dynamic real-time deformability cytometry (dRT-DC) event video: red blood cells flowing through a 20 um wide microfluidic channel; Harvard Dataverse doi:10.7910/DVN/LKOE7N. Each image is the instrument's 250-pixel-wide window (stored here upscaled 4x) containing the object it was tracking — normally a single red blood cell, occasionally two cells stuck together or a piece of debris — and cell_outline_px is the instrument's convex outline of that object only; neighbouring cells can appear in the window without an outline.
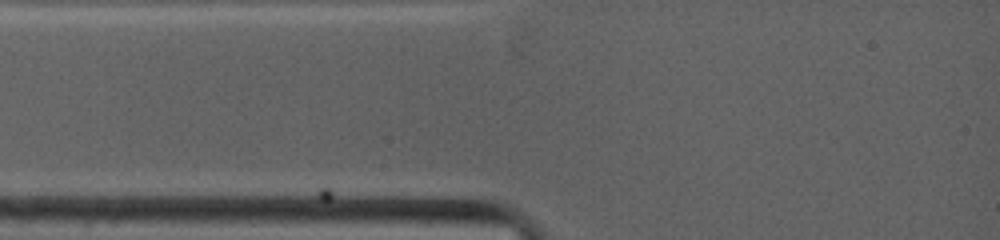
{"species": "common noctule bat (a hibernating species)", "species_latin": "Nyctalus noctula", "temperature_condition": "warm", "stored_images_in_passage": 1, "camera_frame_rate_fps": 4500, "um_per_image_px": 0.085, "animal": {"sex": "female", "body_mass_g": 19.0, "forearm_length_mm": 53.3}, "frame": {"image": 1, "passage_image": 1, "time_ms": 0.0, "image_size_px": [1000, 240], "cell_outline_px": [[904, 136], [888, 160], [860, 168], [852, 168], [852, 128], [880, 124], [884, 124], [900, 132]], "centroid_in_image_um": [74.26, 12.28], "position_along_channel_um": 10.7, "area_um2": 12.25}}